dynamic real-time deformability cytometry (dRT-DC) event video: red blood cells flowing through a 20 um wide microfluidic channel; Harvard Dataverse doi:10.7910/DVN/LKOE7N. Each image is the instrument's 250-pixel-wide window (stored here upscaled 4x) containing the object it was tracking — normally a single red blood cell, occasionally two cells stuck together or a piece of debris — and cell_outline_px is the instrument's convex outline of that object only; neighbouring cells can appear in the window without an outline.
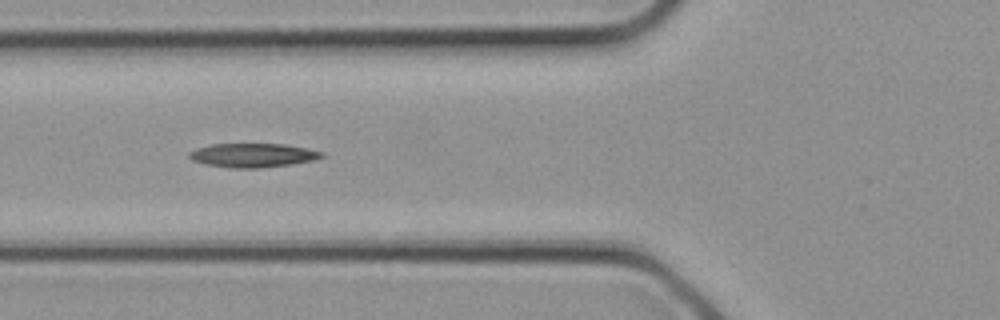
{"species": "common noctule bat (a hibernating species)", "species_latin": "Nyctalus noctula", "temperature_condition": "cold", "stored_images_in_passage": 2, "camera_frame_rate_fps": 3000, "um_per_image_px": 0.085, "animal": {"sex": "female", "body_mass_g": 21.9}, "frame": {"image": 1, "passage_image": 2, "time_ms": 0.333, "image_size_px": [1000, 320], "cell_outline_px": [[324, 156], [312, 160], [292, 164], [256, 168], [232, 168], [204, 164], [192, 160], [188, 156], [188, 152], [196, 148], [212, 144], [284, 144], [308, 148], [324, 152]], "centroid_in_image_um": [21.47, 13.19], "position_along_channel_um": 104.3, "area_um2": 18.5}}